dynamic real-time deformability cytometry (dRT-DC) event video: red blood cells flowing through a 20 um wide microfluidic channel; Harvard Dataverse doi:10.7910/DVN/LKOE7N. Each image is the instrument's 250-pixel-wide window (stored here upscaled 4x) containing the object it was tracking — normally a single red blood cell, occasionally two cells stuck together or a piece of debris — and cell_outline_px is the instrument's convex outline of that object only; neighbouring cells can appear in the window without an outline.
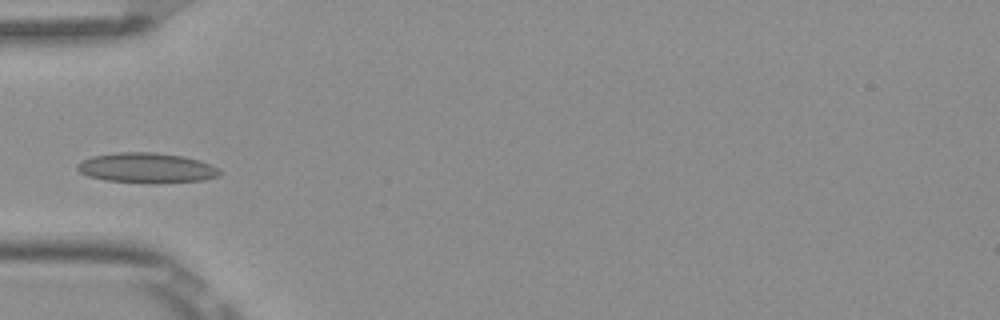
{"species": "Egyptian fruit bat (a non-hibernating species)", "species_latin": "Rousettus aegyptiacus", "temperature_condition": "room temperature", "stored_images_in_passage": 3, "camera_frame_rate_fps": 3000, "um_per_image_px": 0.085, "frame": {"image": 1, "passage_image": 3, "time_ms": 0.667, "image_size_px": [1000, 320], "cell_outline_px": [[224, 172], [220, 176], [204, 180], [156, 184], [152, 184], [104, 180], [88, 176], [80, 172], [76, 168], [76, 164], [92, 156], [116, 152], [156, 152], [184, 156], [200, 160], [220, 168]], "centroid_in_image_um": [12.52, 14.28], "position_along_channel_um": 72.5, "area_um2": 25.55}}